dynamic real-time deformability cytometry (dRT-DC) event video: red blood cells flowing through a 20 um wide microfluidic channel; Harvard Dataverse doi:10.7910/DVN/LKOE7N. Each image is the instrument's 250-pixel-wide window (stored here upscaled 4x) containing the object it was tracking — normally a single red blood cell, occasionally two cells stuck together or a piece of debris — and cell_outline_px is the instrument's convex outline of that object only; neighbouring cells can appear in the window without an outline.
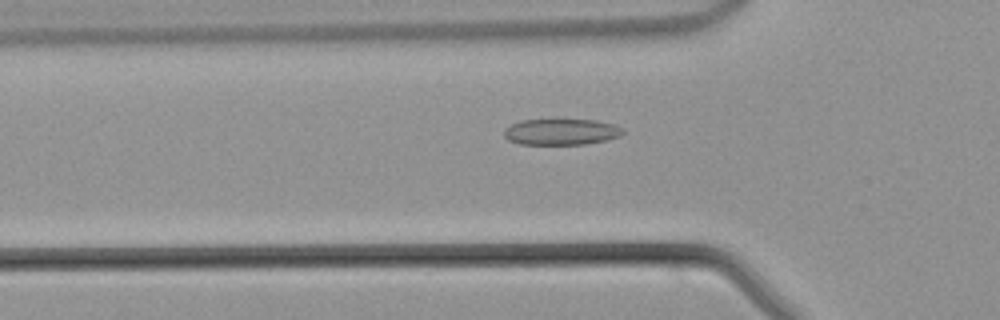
{"species": "common noctule bat (a hibernating species)", "species_latin": "Nyctalus noctula", "temperature_condition": "warm", "stored_images_in_passage": 31, "camera_frame_rate_fps": 3000, "um_per_image_px": 0.085, "animal": {"sex": "male", "body_mass_g": 21.5, "forearm_length_mm": 52.0}, "frame": {"image": 1, "passage_image": 9, "time_ms": 2.667, "image_size_px": [1000, 320], "cell_outline_px": [[624, 132], [620, 136], [604, 140], [584, 144], [520, 144], [508, 140], [504, 136], [504, 128], [520, 120], [556, 116], [564, 116], [596, 120], [612, 124], [620, 128]], "centroid_in_image_um": [47.64, 11.13], "position_along_channel_um": 78.2, "area_um2": 19.07}}
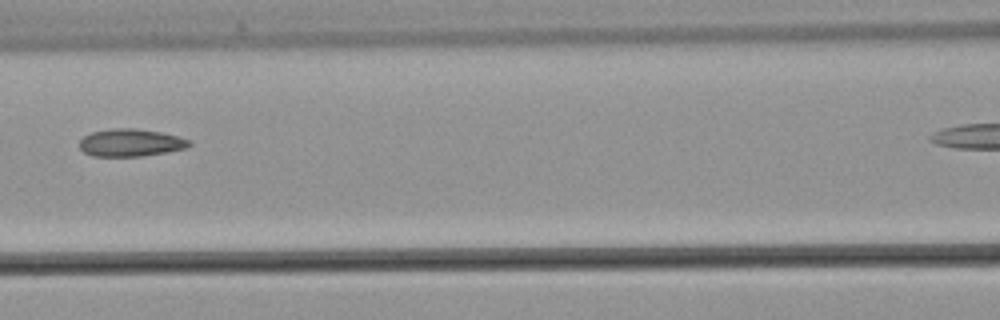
{"frame": {"image": 2, "passage_image": 14, "time_ms": 4.333, "image_size_px": [1000, 320], "cell_outline_px": [[192, 144], [184, 148], [164, 152], [140, 156], [92, 156], [84, 152], [80, 148], [80, 140], [84, 136], [92, 132], [112, 128], [136, 128], [160, 132], [192, 140]], "centroid_in_image_um": [11.09, 12.12], "position_along_channel_um": 155.5, "area_um2": 17.46}}
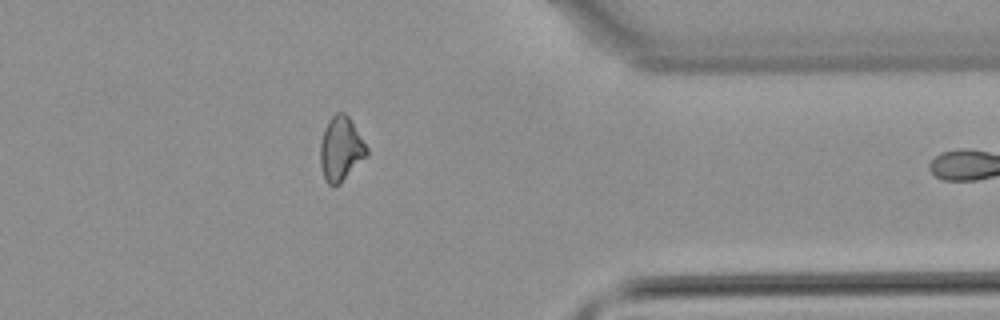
{"frame": {"image": 3, "passage_image": 30, "time_ms": 9.667, "image_size_px": [1000, 320], "cell_outline_px": [[368, 156], [340, 184], [332, 188], [328, 184], [324, 176], [320, 164], [320, 144], [324, 128], [328, 120], [336, 112], [344, 112], [348, 116], [368, 148]], "centroid_in_image_um": [28.97, 12.68], "position_along_channel_um": 382.4, "area_um2": 17.57}}